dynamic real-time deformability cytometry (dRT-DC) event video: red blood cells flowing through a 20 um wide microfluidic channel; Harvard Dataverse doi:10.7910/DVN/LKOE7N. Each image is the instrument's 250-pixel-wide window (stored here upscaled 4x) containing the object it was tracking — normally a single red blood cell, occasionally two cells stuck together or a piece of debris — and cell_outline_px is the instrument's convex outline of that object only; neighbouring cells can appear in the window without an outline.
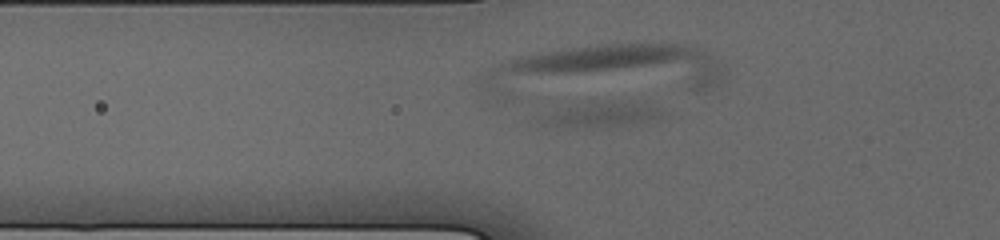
{"species": "human", "species_latin": "Homo sapiens", "temperature_condition": "cold", "stored_images_in_passage": 31, "camera_frame_rate_fps": 3000, "um_per_image_px": 0.085, "donor": {"sex": "male"}, "frame": {"image": 1, "passage_image": 7, "time_ms": 2.333, "image_size_px": [1000, 240], "cell_outline_px": [[664, 112], [660, 120], [596, 128], [576, 128], [540, 124], [528, 120], [532, 116], [540, 112], [572, 104], [600, 100], [632, 100], [660, 108]], "centroid_in_image_um": [50.91, 9.72], "position_along_channel_um": 74.9, "area_um2": 19.59}}